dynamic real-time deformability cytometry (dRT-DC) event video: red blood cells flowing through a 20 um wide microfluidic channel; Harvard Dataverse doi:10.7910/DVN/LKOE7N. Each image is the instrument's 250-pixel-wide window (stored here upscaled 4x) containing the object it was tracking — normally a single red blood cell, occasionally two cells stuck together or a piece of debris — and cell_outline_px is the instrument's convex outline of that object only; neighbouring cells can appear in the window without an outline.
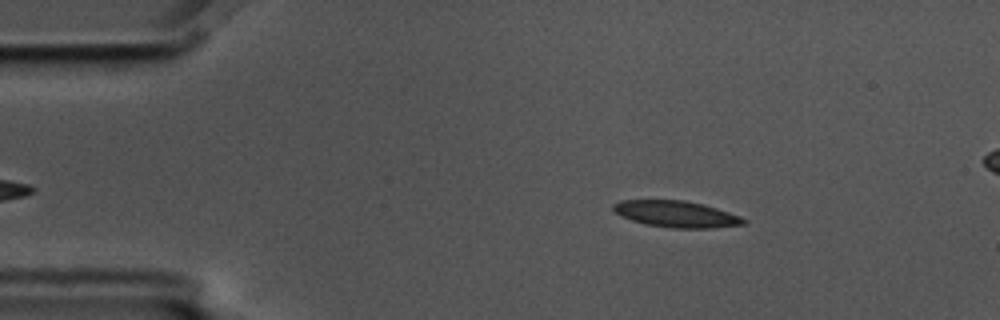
{"species": "common noctule bat (a hibernating species)", "species_latin": "Nyctalus noctula", "temperature_condition": "cold", "stored_images_in_passage": 29, "camera_frame_rate_fps": 3000, "um_per_image_px": 0.085, "animal": {"sex": "male", "body_mass_g": 17.5, "forearm_length_mm": 52.3}, "frame": {"image": 1, "passage_image": 8, "time_ms": 2.333, "image_size_px": [1000, 320], "cell_outline_px": [[748, 224], [712, 228], [672, 228], [644, 224], [620, 216], [612, 208], [612, 204], [620, 200], [684, 200], [704, 204], [740, 216], [748, 220]], "centroid_in_image_um": [57.5, 18.2], "position_along_channel_um": 27.5, "area_um2": 20.23}}
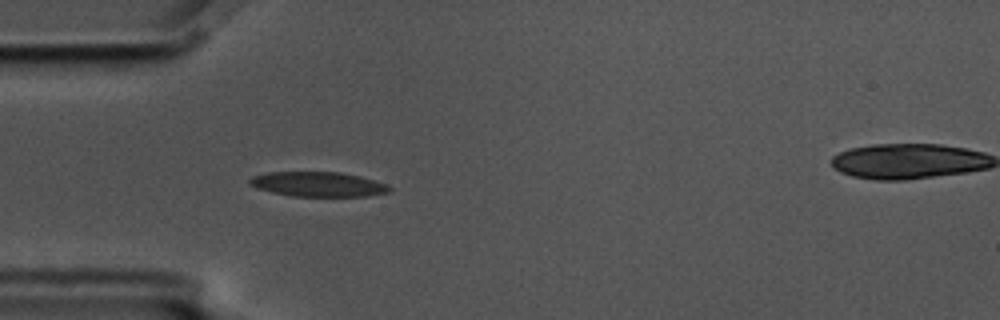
{"frame": {"image": 2, "passage_image": 15, "time_ms": 4.667, "image_size_px": [1000, 320], "cell_outline_px": [[392, 188], [388, 192], [364, 196], [292, 196], [272, 192], [256, 188], [248, 184], [248, 180], [252, 176], [268, 172], [340, 172], [360, 176], [388, 184]], "centroid_in_image_um": [27.01, 15.65], "position_along_channel_um": 58.0, "area_um2": 20.17}}